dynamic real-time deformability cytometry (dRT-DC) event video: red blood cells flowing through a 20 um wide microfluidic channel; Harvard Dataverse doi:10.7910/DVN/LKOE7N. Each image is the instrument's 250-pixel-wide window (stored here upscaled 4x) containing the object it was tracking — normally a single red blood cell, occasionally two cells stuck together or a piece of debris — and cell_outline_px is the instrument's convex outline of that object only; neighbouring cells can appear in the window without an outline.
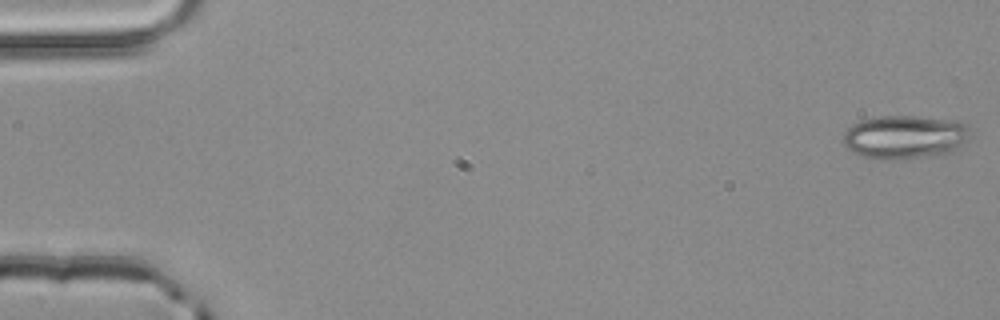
{"species": "common noctule bat (a hibernating species)", "species_latin": "Nyctalus noctula", "temperature_condition": "room temperature", "stored_images_in_passage": 4, "camera_frame_rate_fps": 3000, "um_per_image_px": 0.085, "animal": {"sex": "male", "body_mass_g": 20.4}, "frame": {"image": 1, "passage_image": 1, "time_ms": 0.0, "image_size_px": [1000, 320], "cell_outline_px": [[968, 140], [952, 152], [936, 156], [884, 160], [876, 160], [852, 152], [844, 144], [844, 132], [852, 124], [860, 120], [884, 116], [916, 116], [960, 120], [968, 128]], "centroid_in_image_um": [76.92, 11.65], "position_along_channel_um": 8.1, "area_um2": 32.48}}